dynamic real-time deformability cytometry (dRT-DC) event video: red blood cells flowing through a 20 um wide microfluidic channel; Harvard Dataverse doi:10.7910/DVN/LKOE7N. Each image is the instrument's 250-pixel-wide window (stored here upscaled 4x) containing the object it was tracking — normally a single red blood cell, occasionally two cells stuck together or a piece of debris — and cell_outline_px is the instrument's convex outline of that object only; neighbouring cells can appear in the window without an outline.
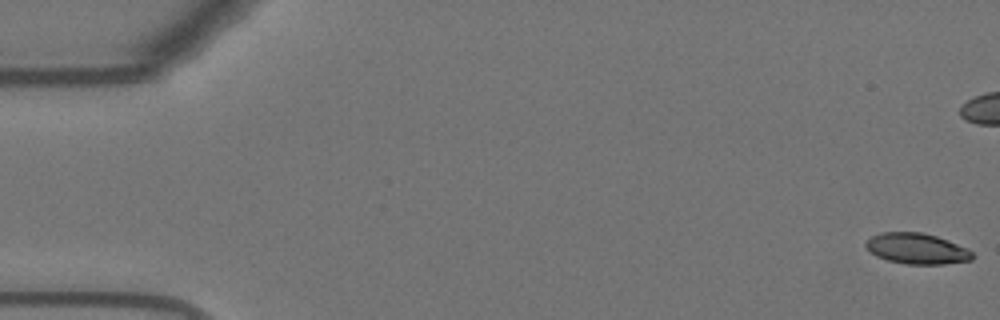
{"species": "Egyptian fruit bat (a non-hibernating species)", "species_latin": "Rousettus aegyptiacus", "temperature_condition": "warm", "stored_images_in_passage": 56, "camera_frame_rate_fps": 3000, "um_per_image_px": 0.085, "animal": {"sex": "female"}, "frame": {"image": 1, "passage_image": 1, "time_ms": 0.0, "image_size_px": [1000, 320], "cell_outline_px": [[972, 260], [944, 264], [904, 264], [888, 260], [876, 256], [864, 244], [864, 240], [880, 232], [920, 232], [936, 236], [948, 240], [968, 248], [972, 252]], "centroid_in_image_um": [77.92, 21.13], "position_along_channel_um": 7.1, "area_um2": 19.13}}
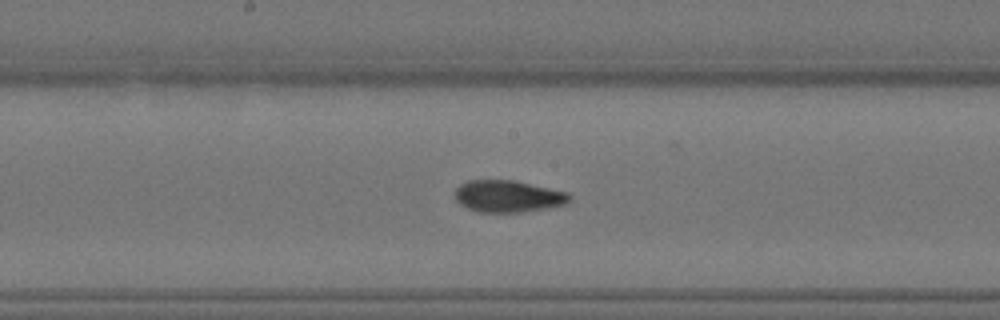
{"frame": {"image": 2, "passage_image": 29, "time_ms": 9.333, "image_size_px": [1000, 320], "cell_outline_px": [[572, 200], [568, 204], [548, 208], [520, 212], [480, 212], [468, 208], [460, 204], [456, 200], [456, 188], [460, 184], [468, 180], [512, 180], [568, 192], [572, 196]], "centroid_in_image_um": [43.22, 16.68], "position_along_channel_um": 205.0, "area_um2": 21.33}}
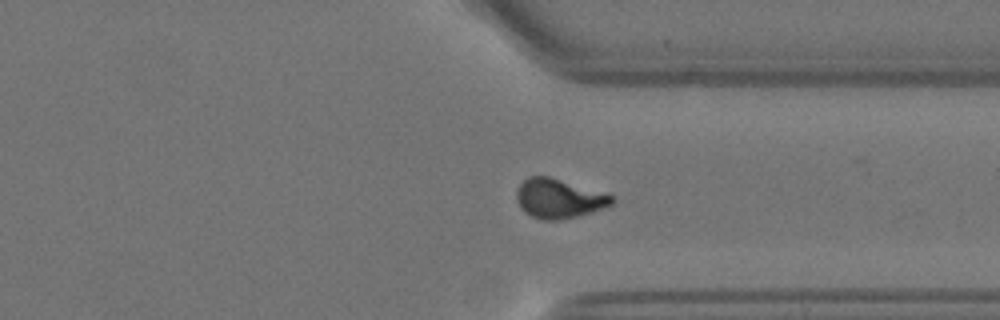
{"frame": {"image": 3, "passage_image": 42, "time_ms": 13.667, "image_size_px": [1000, 320], "cell_outline_px": [[616, 200], [612, 204], [592, 212], [576, 216], [556, 220], [544, 220], [532, 216], [524, 212], [520, 208], [516, 200], [516, 192], [520, 184], [528, 176], [548, 176], [608, 192], [616, 196]], "centroid_in_image_um": [47.55, 16.86], "position_along_channel_um": 363.9, "area_um2": 22.2}, "authors_computed_cell_mechanics": {"area_um2": 21.2126, "velocity_mm_per_s": 3.6782, "shape_relaxation_time_tau1_ms": 7.7371, "shape_relaxation_time_tau2_ms": 1.6869, "deformation_change_tau1": 0.2222, "deformation_change_tau2": 0.0744}}